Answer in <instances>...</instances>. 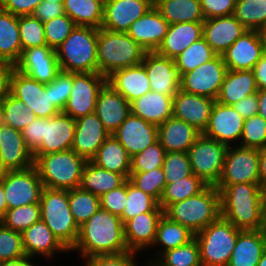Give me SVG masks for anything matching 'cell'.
<instances>
[{
  "instance_id": "obj_53",
  "label": "cell",
  "mask_w": 266,
  "mask_h": 266,
  "mask_svg": "<svg viewBox=\"0 0 266 266\" xmlns=\"http://www.w3.org/2000/svg\"><path fill=\"white\" fill-rule=\"evenodd\" d=\"M241 139L239 146L256 149L266 148V120L259 114L244 119Z\"/></svg>"
},
{
  "instance_id": "obj_50",
  "label": "cell",
  "mask_w": 266,
  "mask_h": 266,
  "mask_svg": "<svg viewBox=\"0 0 266 266\" xmlns=\"http://www.w3.org/2000/svg\"><path fill=\"white\" fill-rule=\"evenodd\" d=\"M19 35L22 51L25 49L47 45L44 23L33 15L18 16Z\"/></svg>"
},
{
  "instance_id": "obj_4",
  "label": "cell",
  "mask_w": 266,
  "mask_h": 266,
  "mask_svg": "<svg viewBox=\"0 0 266 266\" xmlns=\"http://www.w3.org/2000/svg\"><path fill=\"white\" fill-rule=\"evenodd\" d=\"M164 215L197 233L221 216L220 192L215 186H207L198 195L169 205Z\"/></svg>"
},
{
  "instance_id": "obj_46",
  "label": "cell",
  "mask_w": 266,
  "mask_h": 266,
  "mask_svg": "<svg viewBox=\"0 0 266 266\" xmlns=\"http://www.w3.org/2000/svg\"><path fill=\"white\" fill-rule=\"evenodd\" d=\"M233 15L247 30L259 31L266 24V0H236Z\"/></svg>"
},
{
  "instance_id": "obj_18",
  "label": "cell",
  "mask_w": 266,
  "mask_h": 266,
  "mask_svg": "<svg viewBox=\"0 0 266 266\" xmlns=\"http://www.w3.org/2000/svg\"><path fill=\"white\" fill-rule=\"evenodd\" d=\"M243 125V117L233 106L220 104L215 101L209 123L202 134L230 146V143L241 139Z\"/></svg>"
},
{
  "instance_id": "obj_75",
  "label": "cell",
  "mask_w": 266,
  "mask_h": 266,
  "mask_svg": "<svg viewBox=\"0 0 266 266\" xmlns=\"http://www.w3.org/2000/svg\"><path fill=\"white\" fill-rule=\"evenodd\" d=\"M95 1H97L99 4H101L103 7H105L107 4H108V2L110 1V0H95Z\"/></svg>"
},
{
  "instance_id": "obj_36",
  "label": "cell",
  "mask_w": 266,
  "mask_h": 266,
  "mask_svg": "<svg viewBox=\"0 0 266 266\" xmlns=\"http://www.w3.org/2000/svg\"><path fill=\"white\" fill-rule=\"evenodd\" d=\"M95 165L129 178L131 157L119 141L110 135L91 159Z\"/></svg>"
},
{
  "instance_id": "obj_3",
  "label": "cell",
  "mask_w": 266,
  "mask_h": 266,
  "mask_svg": "<svg viewBox=\"0 0 266 266\" xmlns=\"http://www.w3.org/2000/svg\"><path fill=\"white\" fill-rule=\"evenodd\" d=\"M146 52L127 33L98 29V73L106 78L118 69L141 64Z\"/></svg>"
},
{
  "instance_id": "obj_76",
  "label": "cell",
  "mask_w": 266,
  "mask_h": 266,
  "mask_svg": "<svg viewBox=\"0 0 266 266\" xmlns=\"http://www.w3.org/2000/svg\"><path fill=\"white\" fill-rule=\"evenodd\" d=\"M3 123V117H2V103L0 102V125Z\"/></svg>"
},
{
  "instance_id": "obj_6",
  "label": "cell",
  "mask_w": 266,
  "mask_h": 266,
  "mask_svg": "<svg viewBox=\"0 0 266 266\" xmlns=\"http://www.w3.org/2000/svg\"><path fill=\"white\" fill-rule=\"evenodd\" d=\"M87 161L72 149L39 156L34 161L45 188L70 190L81 185Z\"/></svg>"
},
{
  "instance_id": "obj_41",
  "label": "cell",
  "mask_w": 266,
  "mask_h": 266,
  "mask_svg": "<svg viewBox=\"0 0 266 266\" xmlns=\"http://www.w3.org/2000/svg\"><path fill=\"white\" fill-rule=\"evenodd\" d=\"M65 14L77 26H91L100 29L104 7L95 0H64Z\"/></svg>"
},
{
  "instance_id": "obj_21",
  "label": "cell",
  "mask_w": 266,
  "mask_h": 266,
  "mask_svg": "<svg viewBox=\"0 0 266 266\" xmlns=\"http://www.w3.org/2000/svg\"><path fill=\"white\" fill-rule=\"evenodd\" d=\"M215 101L179 89L173 96V117L187 122L203 133L209 123Z\"/></svg>"
},
{
  "instance_id": "obj_64",
  "label": "cell",
  "mask_w": 266,
  "mask_h": 266,
  "mask_svg": "<svg viewBox=\"0 0 266 266\" xmlns=\"http://www.w3.org/2000/svg\"><path fill=\"white\" fill-rule=\"evenodd\" d=\"M258 105L257 93H253L244 97L232 106L243 117V119H247L258 114Z\"/></svg>"
},
{
  "instance_id": "obj_13",
  "label": "cell",
  "mask_w": 266,
  "mask_h": 266,
  "mask_svg": "<svg viewBox=\"0 0 266 266\" xmlns=\"http://www.w3.org/2000/svg\"><path fill=\"white\" fill-rule=\"evenodd\" d=\"M3 187L8 209L40 203L43 183L36 167L3 172Z\"/></svg>"
},
{
  "instance_id": "obj_72",
  "label": "cell",
  "mask_w": 266,
  "mask_h": 266,
  "mask_svg": "<svg viewBox=\"0 0 266 266\" xmlns=\"http://www.w3.org/2000/svg\"><path fill=\"white\" fill-rule=\"evenodd\" d=\"M262 230L266 234V195H265V199H264V214H263V227H262Z\"/></svg>"
},
{
  "instance_id": "obj_78",
  "label": "cell",
  "mask_w": 266,
  "mask_h": 266,
  "mask_svg": "<svg viewBox=\"0 0 266 266\" xmlns=\"http://www.w3.org/2000/svg\"><path fill=\"white\" fill-rule=\"evenodd\" d=\"M2 173H3V171L0 169V178H1V176H2Z\"/></svg>"
},
{
  "instance_id": "obj_57",
  "label": "cell",
  "mask_w": 266,
  "mask_h": 266,
  "mask_svg": "<svg viewBox=\"0 0 266 266\" xmlns=\"http://www.w3.org/2000/svg\"><path fill=\"white\" fill-rule=\"evenodd\" d=\"M73 84V73L60 71L56 78L50 82V97L51 102L61 112L65 108Z\"/></svg>"
},
{
  "instance_id": "obj_69",
  "label": "cell",
  "mask_w": 266,
  "mask_h": 266,
  "mask_svg": "<svg viewBox=\"0 0 266 266\" xmlns=\"http://www.w3.org/2000/svg\"><path fill=\"white\" fill-rule=\"evenodd\" d=\"M8 210L7 201L5 199L4 187H3V173L0 178V219L4 216Z\"/></svg>"
},
{
  "instance_id": "obj_25",
  "label": "cell",
  "mask_w": 266,
  "mask_h": 266,
  "mask_svg": "<svg viewBox=\"0 0 266 266\" xmlns=\"http://www.w3.org/2000/svg\"><path fill=\"white\" fill-rule=\"evenodd\" d=\"M169 23L160 12L151 7L135 20L126 32L147 52H155L167 34Z\"/></svg>"
},
{
  "instance_id": "obj_11",
  "label": "cell",
  "mask_w": 266,
  "mask_h": 266,
  "mask_svg": "<svg viewBox=\"0 0 266 266\" xmlns=\"http://www.w3.org/2000/svg\"><path fill=\"white\" fill-rule=\"evenodd\" d=\"M227 71L222 55H216L196 69L180 75V89L216 100Z\"/></svg>"
},
{
  "instance_id": "obj_47",
  "label": "cell",
  "mask_w": 266,
  "mask_h": 266,
  "mask_svg": "<svg viewBox=\"0 0 266 266\" xmlns=\"http://www.w3.org/2000/svg\"><path fill=\"white\" fill-rule=\"evenodd\" d=\"M152 210H163L159 202L149 194L134 186L127 179V200L123 213L119 216L123 224L136 215L150 212Z\"/></svg>"
},
{
  "instance_id": "obj_61",
  "label": "cell",
  "mask_w": 266,
  "mask_h": 266,
  "mask_svg": "<svg viewBox=\"0 0 266 266\" xmlns=\"http://www.w3.org/2000/svg\"><path fill=\"white\" fill-rule=\"evenodd\" d=\"M43 118H37L31 122L22 131V136L27 148L32 154L40 147L42 143Z\"/></svg>"
},
{
  "instance_id": "obj_65",
  "label": "cell",
  "mask_w": 266,
  "mask_h": 266,
  "mask_svg": "<svg viewBox=\"0 0 266 266\" xmlns=\"http://www.w3.org/2000/svg\"><path fill=\"white\" fill-rule=\"evenodd\" d=\"M14 66L0 62V102H2L9 93L10 89V76Z\"/></svg>"
},
{
  "instance_id": "obj_23",
  "label": "cell",
  "mask_w": 266,
  "mask_h": 266,
  "mask_svg": "<svg viewBox=\"0 0 266 266\" xmlns=\"http://www.w3.org/2000/svg\"><path fill=\"white\" fill-rule=\"evenodd\" d=\"M110 136L95 113L76 120L74 139L71 149L91 161L104 141Z\"/></svg>"
},
{
  "instance_id": "obj_62",
  "label": "cell",
  "mask_w": 266,
  "mask_h": 266,
  "mask_svg": "<svg viewBox=\"0 0 266 266\" xmlns=\"http://www.w3.org/2000/svg\"><path fill=\"white\" fill-rule=\"evenodd\" d=\"M43 0H0V8L16 16L32 15Z\"/></svg>"
},
{
  "instance_id": "obj_44",
  "label": "cell",
  "mask_w": 266,
  "mask_h": 266,
  "mask_svg": "<svg viewBox=\"0 0 266 266\" xmlns=\"http://www.w3.org/2000/svg\"><path fill=\"white\" fill-rule=\"evenodd\" d=\"M69 208L78 226L89 220L100 208V197L81 187L69 190Z\"/></svg>"
},
{
  "instance_id": "obj_12",
  "label": "cell",
  "mask_w": 266,
  "mask_h": 266,
  "mask_svg": "<svg viewBox=\"0 0 266 266\" xmlns=\"http://www.w3.org/2000/svg\"><path fill=\"white\" fill-rule=\"evenodd\" d=\"M106 82L98 72L73 73L72 90L62 112L75 120L94 113L98 93Z\"/></svg>"
},
{
  "instance_id": "obj_43",
  "label": "cell",
  "mask_w": 266,
  "mask_h": 266,
  "mask_svg": "<svg viewBox=\"0 0 266 266\" xmlns=\"http://www.w3.org/2000/svg\"><path fill=\"white\" fill-rule=\"evenodd\" d=\"M161 257V258H160ZM155 262L149 266H202L200 260V248L194 238L189 243L163 252Z\"/></svg>"
},
{
  "instance_id": "obj_2",
  "label": "cell",
  "mask_w": 266,
  "mask_h": 266,
  "mask_svg": "<svg viewBox=\"0 0 266 266\" xmlns=\"http://www.w3.org/2000/svg\"><path fill=\"white\" fill-rule=\"evenodd\" d=\"M72 250H79L82 258L129 251L121 218L100 208L79 226L78 239Z\"/></svg>"
},
{
  "instance_id": "obj_15",
  "label": "cell",
  "mask_w": 266,
  "mask_h": 266,
  "mask_svg": "<svg viewBox=\"0 0 266 266\" xmlns=\"http://www.w3.org/2000/svg\"><path fill=\"white\" fill-rule=\"evenodd\" d=\"M14 68L44 84L53 81L61 71L56 50L48 45L23 50Z\"/></svg>"
},
{
  "instance_id": "obj_73",
  "label": "cell",
  "mask_w": 266,
  "mask_h": 266,
  "mask_svg": "<svg viewBox=\"0 0 266 266\" xmlns=\"http://www.w3.org/2000/svg\"><path fill=\"white\" fill-rule=\"evenodd\" d=\"M257 266H266V249L264 250L262 257L260 258L259 263Z\"/></svg>"
},
{
  "instance_id": "obj_20",
  "label": "cell",
  "mask_w": 266,
  "mask_h": 266,
  "mask_svg": "<svg viewBox=\"0 0 266 266\" xmlns=\"http://www.w3.org/2000/svg\"><path fill=\"white\" fill-rule=\"evenodd\" d=\"M142 64L148 75L151 91L174 96L180 89V75L175 60L156 52H146Z\"/></svg>"
},
{
  "instance_id": "obj_34",
  "label": "cell",
  "mask_w": 266,
  "mask_h": 266,
  "mask_svg": "<svg viewBox=\"0 0 266 266\" xmlns=\"http://www.w3.org/2000/svg\"><path fill=\"white\" fill-rule=\"evenodd\" d=\"M266 249V234L260 230H242L227 266H257Z\"/></svg>"
},
{
  "instance_id": "obj_35",
  "label": "cell",
  "mask_w": 266,
  "mask_h": 266,
  "mask_svg": "<svg viewBox=\"0 0 266 266\" xmlns=\"http://www.w3.org/2000/svg\"><path fill=\"white\" fill-rule=\"evenodd\" d=\"M257 91L253 70H228L216 101L232 106Z\"/></svg>"
},
{
  "instance_id": "obj_1",
  "label": "cell",
  "mask_w": 266,
  "mask_h": 266,
  "mask_svg": "<svg viewBox=\"0 0 266 266\" xmlns=\"http://www.w3.org/2000/svg\"><path fill=\"white\" fill-rule=\"evenodd\" d=\"M220 192L221 216L240 230H260L263 227L266 193L260 183L216 185Z\"/></svg>"
},
{
  "instance_id": "obj_22",
  "label": "cell",
  "mask_w": 266,
  "mask_h": 266,
  "mask_svg": "<svg viewBox=\"0 0 266 266\" xmlns=\"http://www.w3.org/2000/svg\"><path fill=\"white\" fill-rule=\"evenodd\" d=\"M263 53L259 32L247 30L222 54V57L228 70H253Z\"/></svg>"
},
{
  "instance_id": "obj_7",
  "label": "cell",
  "mask_w": 266,
  "mask_h": 266,
  "mask_svg": "<svg viewBox=\"0 0 266 266\" xmlns=\"http://www.w3.org/2000/svg\"><path fill=\"white\" fill-rule=\"evenodd\" d=\"M40 216L59 241L71 250L79 235V226L69 208V190L43 188Z\"/></svg>"
},
{
  "instance_id": "obj_67",
  "label": "cell",
  "mask_w": 266,
  "mask_h": 266,
  "mask_svg": "<svg viewBox=\"0 0 266 266\" xmlns=\"http://www.w3.org/2000/svg\"><path fill=\"white\" fill-rule=\"evenodd\" d=\"M259 183L266 193V148L259 149Z\"/></svg>"
},
{
  "instance_id": "obj_33",
  "label": "cell",
  "mask_w": 266,
  "mask_h": 266,
  "mask_svg": "<svg viewBox=\"0 0 266 266\" xmlns=\"http://www.w3.org/2000/svg\"><path fill=\"white\" fill-rule=\"evenodd\" d=\"M131 113L159 126L173 116V96L149 91L130 102Z\"/></svg>"
},
{
  "instance_id": "obj_60",
  "label": "cell",
  "mask_w": 266,
  "mask_h": 266,
  "mask_svg": "<svg viewBox=\"0 0 266 266\" xmlns=\"http://www.w3.org/2000/svg\"><path fill=\"white\" fill-rule=\"evenodd\" d=\"M135 252L127 251L115 255H98L86 258L87 266H137L134 262Z\"/></svg>"
},
{
  "instance_id": "obj_63",
  "label": "cell",
  "mask_w": 266,
  "mask_h": 266,
  "mask_svg": "<svg viewBox=\"0 0 266 266\" xmlns=\"http://www.w3.org/2000/svg\"><path fill=\"white\" fill-rule=\"evenodd\" d=\"M65 14L64 4L51 1H42L37 5L33 12V16L39 19L41 22L49 21L55 17H59Z\"/></svg>"
},
{
  "instance_id": "obj_55",
  "label": "cell",
  "mask_w": 266,
  "mask_h": 266,
  "mask_svg": "<svg viewBox=\"0 0 266 266\" xmlns=\"http://www.w3.org/2000/svg\"><path fill=\"white\" fill-rule=\"evenodd\" d=\"M77 25L66 14L44 22L46 43L54 50L72 33Z\"/></svg>"
},
{
  "instance_id": "obj_10",
  "label": "cell",
  "mask_w": 266,
  "mask_h": 266,
  "mask_svg": "<svg viewBox=\"0 0 266 266\" xmlns=\"http://www.w3.org/2000/svg\"><path fill=\"white\" fill-rule=\"evenodd\" d=\"M9 92L20 99L37 118H51L61 111L51 102L50 83L44 84L13 68Z\"/></svg>"
},
{
  "instance_id": "obj_8",
  "label": "cell",
  "mask_w": 266,
  "mask_h": 266,
  "mask_svg": "<svg viewBox=\"0 0 266 266\" xmlns=\"http://www.w3.org/2000/svg\"><path fill=\"white\" fill-rule=\"evenodd\" d=\"M241 231L220 216L206 228L195 233L200 248L201 265L227 266Z\"/></svg>"
},
{
  "instance_id": "obj_28",
  "label": "cell",
  "mask_w": 266,
  "mask_h": 266,
  "mask_svg": "<svg viewBox=\"0 0 266 266\" xmlns=\"http://www.w3.org/2000/svg\"><path fill=\"white\" fill-rule=\"evenodd\" d=\"M164 210H152L136 215L123 224L124 238L129 251L137 252L153 246L157 225Z\"/></svg>"
},
{
  "instance_id": "obj_56",
  "label": "cell",
  "mask_w": 266,
  "mask_h": 266,
  "mask_svg": "<svg viewBox=\"0 0 266 266\" xmlns=\"http://www.w3.org/2000/svg\"><path fill=\"white\" fill-rule=\"evenodd\" d=\"M26 257L22 233L6 228L0 222V262Z\"/></svg>"
},
{
  "instance_id": "obj_51",
  "label": "cell",
  "mask_w": 266,
  "mask_h": 266,
  "mask_svg": "<svg viewBox=\"0 0 266 266\" xmlns=\"http://www.w3.org/2000/svg\"><path fill=\"white\" fill-rule=\"evenodd\" d=\"M128 180L143 192L160 201L166 179L162 168H156L147 172H130Z\"/></svg>"
},
{
  "instance_id": "obj_19",
  "label": "cell",
  "mask_w": 266,
  "mask_h": 266,
  "mask_svg": "<svg viewBox=\"0 0 266 266\" xmlns=\"http://www.w3.org/2000/svg\"><path fill=\"white\" fill-rule=\"evenodd\" d=\"M112 136L133 157L158 140V126L131 113Z\"/></svg>"
},
{
  "instance_id": "obj_74",
  "label": "cell",
  "mask_w": 266,
  "mask_h": 266,
  "mask_svg": "<svg viewBox=\"0 0 266 266\" xmlns=\"http://www.w3.org/2000/svg\"><path fill=\"white\" fill-rule=\"evenodd\" d=\"M152 7H155L161 0H145Z\"/></svg>"
},
{
  "instance_id": "obj_29",
  "label": "cell",
  "mask_w": 266,
  "mask_h": 266,
  "mask_svg": "<svg viewBox=\"0 0 266 266\" xmlns=\"http://www.w3.org/2000/svg\"><path fill=\"white\" fill-rule=\"evenodd\" d=\"M203 22L175 23L168 26L167 34L155 51L157 54L175 59L192 43L202 38Z\"/></svg>"
},
{
  "instance_id": "obj_54",
  "label": "cell",
  "mask_w": 266,
  "mask_h": 266,
  "mask_svg": "<svg viewBox=\"0 0 266 266\" xmlns=\"http://www.w3.org/2000/svg\"><path fill=\"white\" fill-rule=\"evenodd\" d=\"M165 154L164 148L161 146L160 141L157 140L141 153L131 157L130 172H147L162 168Z\"/></svg>"
},
{
  "instance_id": "obj_16",
  "label": "cell",
  "mask_w": 266,
  "mask_h": 266,
  "mask_svg": "<svg viewBox=\"0 0 266 266\" xmlns=\"http://www.w3.org/2000/svg\"><path fill=\"white\" fill-rule=\"evenodd\" d=\"M76 120L60 112L43 118L42 143L33 153L34 161L41 155L69 150L72 147Z\"/></svg>"
},
{
  "instance_id": "obj_42",
  "label": "cell",
  "mask_w": 266,
  "mask_h": 266,
  "mask_svg": "<svg viewBox=\"0 0 266 266\" xmlns=\"http://www.w3.org/2000/svg\"><path fill=\"white\" fill-rule=\"evenodd\" d=\"M207 186L195 174L179 179L172 184H166L159 201V206L165 210L173 203H178L189 197L198 195Z\"/></svg>"
},
{
  "instance_id": "obj_5",
  "label": "cell",
  "mask_w": 266,
  "mask_h": 266,
  "mask_svg": "<svg viewBox=\"0 0 266 266\" xmlns=\"http://www.w3.org/2000/svg\"><path fill=\"white\" fill-rule=\"evenodd\" d=\"M97 41L98 28L76 26L55 49L60 70L71 73L98 72Z\"/></svg>"
},
{
  "instance_id": "obj_38",
  "label": "cell",
  "mask_w": 266,
  "mask_h": 266,
  "mask_svg": "<svg viewBox=\"0 0 266 266\" xmlns=\"http://www.w3.org/2000/svg\"><path fill=\"white\" fill-rule=\"evenodd\" d=\"M126 180L122 174L111 172L87 161L82 171L80 187L100 197L104 193L118 188Z\"/></svg>"
},
{
  "instance_id": "obj_70",
  "label": "cell",
  "mask_w": 266,
  "mask_h": 266,
  "mask_svg": "<svg viewBox=\"0 0 266 266\" xmlns=\"http://www.w3.org/2000/svg\"><path fill=\"white\" fill-rule=\"evenodd\" d=\"M30 258L24 257L22 259L17 260H9L0 262V266H34L30 261Z\"/></svg>"
},
{
  "instance_id": "obj_17",
  "label": "cell",
  "mask_w": 266,
  "mask_h": 266,
  "mask_svg": "<svg viewBox=\"0 0 266 266\" xmlns=\"http://www.w3.org/2000/svg\"><path fill=\"white\" fill-rule=\"evenodd\" d=\"M34 165L32 152L27 148L22 131L4 123L0 125V169L25 170Z\"/></svg>"
},
{
  "instance_id": "obj_30",
  "label": "cell",
  "mask_w": 266,
  "mask_h": 266,
  "mask_svg": "<svg viewBox=\"0 0 266 266\" xmlns=\"http://www.w3.org/2000/svg\"><path fill=\"white\" fill-rule=\"evenodd\" d=\"M107 83L129 103L151 91L148 75L142 63L114 71L107 77Z\"/></svg>"
},
{
  "instance_id": "obj_37",
  "label": "cell",
  "mask_w": 266,
  "mask_h": 266,
  "mask_svg": "<svg viewBox=\"0 0 266 266\" xmlns=\"http://www.w3.org/2000/svg\"><path fill=\"white\" fill-rule=\"evenodd\" d=\"M21 54L18 16L0 8V62L14 66Z\"/></svg>"
},
{
  "instance_id": "obj_49",
  "label": "cell",
  "mask_w": 266,
  "mask_h": 266,
  "mask_svg": "<svg viewBox=\"0 0 266 266\" xmlns=\"http://www.w3.org/2000/svg\"><path fill=\"white\" fill-rule=\"evenodd\" d=\"M40 203L8 209L0 222L16 232L23 233L32 224L41 220Z\"/></svg>"
},
{
  "instance_id": "obj_24",
  "label": "cell",
  "mask_w": 266,
  "mask_h": 266,
  "mask_svg": "<svg viewBox=\"0 0 266 266\" xmlns=\"http://www.w3.org/2000/svg\"><path fill=\"white\" fill-rule=\"evenodd\" d=\"M94 113L112 135L131 114L130 103L106 82L98 93Z\"/></svg>"
},
{
  "instance_id": "obj_71",
  "label": "cell",
  "mask_w": 266,
  "mask_h": 266,
  "mask_svg": "<svg viewBox=\"0 0 266 266\" xmlns=\"http://www.w3.org/2000/svg\"><path fill=\"white\" fill-rule=\"evenodd\" d=\"M258 32L263 44L264 53H266V24Z\"/></svg>"
},
{
  "instance_id": "obj_77",
  "label": "cell",
  "mask_w": 266,
  "mask_h": 266,
  "mask_svg": "<svg viewBox=\"0 0 266 266\" xmlns=\"http://www.w3.org/2000/svg\"><path fill=\"white\" fill-rule=\"evenodd\" d=\"M44 1H51L56 3H64V0H44Z\"/></svg>"
},
{
  "instance_id": "obj_59",
  "label": "cell",
  "mask_w": 266,
  "mask_h": 266,
  "mask_svg": "<svg viewBox=\"0 0 266 266\" xmlns=\"http://www.w3.org/2000/svg\"><path fill=\"white\" fill-rule=\"evenodd\" d=\"M201 10L206 19L234 14L236 0H200Z\"/></svg>"
},
{
  "instance_id": "obj_40",
  "label": "cell",
  "mask_w": 266,
  "mask_h": 266,
  "mask_svg": "<svg viewBox=\"0 0 266 266\" xmlns=\"http://www.w3.org/2000/svg\"><path fill=\"white\" fill-rule=\"evenodd\" d=\"M195 238V233H193L188 227L178 224L170 220L167 216L163 214L160 218L156 238L153 243L154 245H162V250L156 254L159 256L170 249L178 248L179 246L189 243Z\"/></svg>"
},
{
  "instance_id": "obj_31",
  "label": "cell",
  "mask_w": 266,
  "mask_h": 266,
  "mask_svg": "<svg viewBox=\"0 0 266 266\" xmlns=\"http://www.w3.org/2000/svg\"><path fill=\"white\" fill-rule=\"evenodd\" d=\"M201 134L173 116L158 126V140L165 152H187Z\"/></svg>"
},
{
  "instance_id": "obj_48",
  "label": "cell",
  "mask_w": 266,
  "mask_h": 266,
  "mask_svg": "<svg viewBox=\"0 0 266 266\" xmlns=\"http://www.w3.org/2000/svg\"><path fill=\"white\" fill-rule=\"evenodd\" d=\"M1 103L3 123L16 130L23 131L27 125L37 119L36 115L10 92Z\"/></svg>"
},
{
  "instance_id": "obj_68",
  "label": "cell",
  "mask_w": 266,
  "mask_h": 266,
  "mask_svg": "<svg viewBox=\"0 0 266 266\" xmlns=\"http://www.w3.org/2000/svg\"><path fill=\"white\" fill-rule=\"evenodd\" d=\"M258 114L266 120V89H258Z\"/></svg>"
},
{
  "instance_id": "obj_58",
  "label": "cell",
  "mask_w": 266,
  "mask_h": 266,
  "mask_svg": "<svg viewBox=\"0 0 266 266\" xmlns=\"http://www.w3.org/2000/svg\"><path fill=\"white\" fill-rule=\"evenodd\" d=\"M127 180L118 188L112 189L100 196L101 209L120 216L126 206Z\"/></svg>"
},
{
  "instance_id": "obj_9",
  "label": "cell",
  "mask_w": 266,
  "mask_h": 266,
  "mask_svg": "<svg viewBox=\"0 0 266 266\" xmlns=\"http://www.w3.org/2000/svg\"><path fill=\"white\" fill-rule=\"evenodd\" d=\"M228 146L201 134L187 151L190 165L198 178L208 186H216Z\"/></svg>"
},
{
  "instance_id": "obj_52",
  "label": "cell",
  "mask_w": 266,
  "mask_h": 266,
  "mask_svg": "<svg viewBox=\"0 0 266 266\" xmlns=\"http://www.w3.org/2000/svg\"><path fill=\"white\" fill-rule=\"evenodd\" d=\"M166 184L193 174L187 152H166L162 165Z\"/></svg>"
},
{
  "instance_id": "obj_14",
  "label": "cell",
  "mask_w": 266,
  "mask_h": 266,
  "mask_svg": "<svg viewBox=\"0 0 266 266\" xmlns=\"http://www.w3.org/2000/svg\"><path fill=\"white\" fill-rule=\"evenodd\" d=\"M228 146L217 185L259 183V149Z\"/></svg>"
},
{
  "instance_id": "obj_26",
  "label": "cell",
  "mask_w": 266,
  "mask_h": 266,
  "mask_svg": "<svg viewBox=\"0 0 266 266\" xmlns=\"http://www.w3.org/2000/svg\"><path fill=\"white\" fill-rule=\"evenodd\" d=\"M247 29L234 15L203 21L202 37L217 55H222Z\"/></svg>"
},
{
  "instance_id": "obj_66",
  "label": "cell",
  "mask_w": 266,
  "mask_h": 266,
  "mask_svg": "<svg viewBox=\"0 0 266 266\" xmlns=\"http://www.w3.org/2000/svg\"><path fill=\"white\" fill-rule=\"evenodd\" d=\"M258 89H266V53H263L260 60L253 68Z\"/></svg>"
},
{
  "instance_id": "obj_39",
  "label": "cell",
  "mask_w": 266,
  "mask_h": 266,
  "mask_svg": "<svg viewBox=\"0 0 266 266\" xmlns=\"http://www.w3.org/2000/svg\"><path fill=\"white\" fill-rule=\"evenodd\" d=\"M155 8L169 25L205 20L200 0H161Z\"/></svg>"
},
{
  "instance_id": "obj_32",
  "label": "cell",
  "mask_w": 266,
  "mask_h": 266,
  "mask_svg": "<svg viewBox=\"0 0 266 266\" xmlns=\"http://www.w3.org/2000/svg\"><path fill=\"white\" fill-rule=\"evenodd\" d=\"M22 240L24 252L28 258L37 254L50 258L54 252L69 251L41 220L22 233Z\"/></svg>"
},
{
  "instance_id": "obj_45",
  "label": "cell",
  "mask_w": 266,
  "mask_h": 266,
  "mask_svg": "<svg viewBox=\"0 0 266 266\" xmlns=\"http://www.w3.org/2000/svg\"><path fill=\"white\" fill-rule=\"evenodd\" d=\"M217 54L202 37L192 43L174 60L179 75L196 69L199 65L213 59Z\"/></svg>"
},
{
  "instance_id": "obj_27",
  "label": "cell",
  "mask_w": 266,
  "mask_h": 266,
  "mask_svg": "<svg viewBox=\"0 0 266 266\" xmlns=\"http://www.w3.org/2000/svg\"><path fill=\"white\" fill-rule=\"evenodd\" d=\"M151 7L145 0H110L104 7L101 28L126 33Z\"/></svg>"
}]
</instances>
